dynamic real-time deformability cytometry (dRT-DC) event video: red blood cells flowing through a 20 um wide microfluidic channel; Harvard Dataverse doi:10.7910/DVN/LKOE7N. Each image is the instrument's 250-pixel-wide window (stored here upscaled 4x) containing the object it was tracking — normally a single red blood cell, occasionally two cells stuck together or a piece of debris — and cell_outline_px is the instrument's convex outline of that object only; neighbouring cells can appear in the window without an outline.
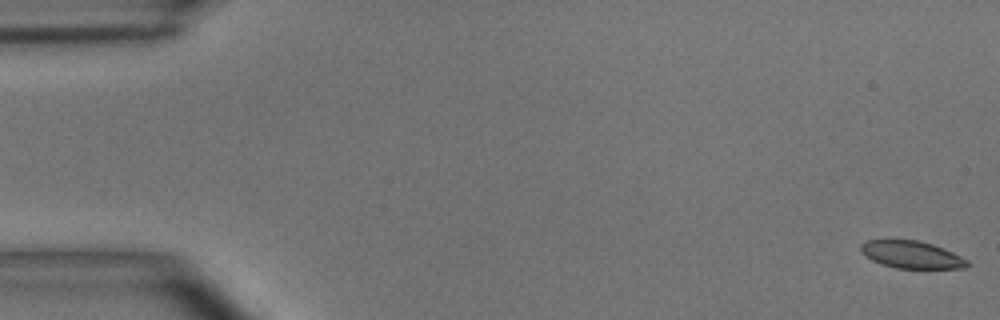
{"species": "common noctule bat (a hibernating species)", "species_latin": "Nyctalus noctula", "temperature_condition": "room temperature", "stored_images_in_passage": 14, "camera_frame_rate_fps": 3000, "um_per_image_px": 0.085, "animal": {"sex": "male", "body_mass_g": 15.6}, "frame": {"image": 1, "passage_image": 1, "time_ms": 0.0, "image_size_px": [1000, 320], "cell_outline_px": [[972, 264], [964, 268], [896, 268], [872, 260], [864, 256], [860, 252], [860, 244], [868, 240], [916, 240], [932, 244], [944, 248], [968, 260]], "centroid_in_image_um": [77.48, 21.64], "position_along_channel_um": 7.5, "area_um2": 16.94}}